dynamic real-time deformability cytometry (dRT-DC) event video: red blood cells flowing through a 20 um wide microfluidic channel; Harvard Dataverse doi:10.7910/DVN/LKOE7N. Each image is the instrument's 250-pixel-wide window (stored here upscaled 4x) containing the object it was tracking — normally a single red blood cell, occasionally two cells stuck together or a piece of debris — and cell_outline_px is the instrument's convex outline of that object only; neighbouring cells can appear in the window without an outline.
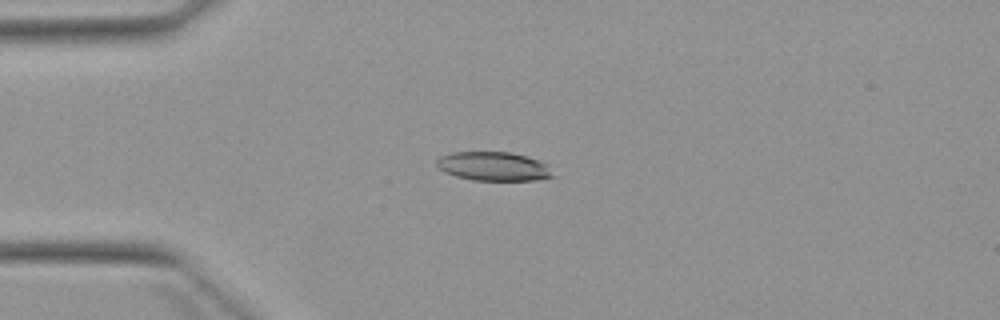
{"species": "Egyptian fruit bat (a non-hibernating species)", "species_latin": "Rousettus aegyptiacus", "temperature_condition": "warm", "stored_images_in_passage": 5, "camera_frame_rate_fps": 3000, "um_per_image_px": 0.085, "animal": {"sex": "female"}, "frame": {"image": 1, "passage_image": 3, "time_ms": 2.667, "image_size_px": [1000, 320], "cell_outline_px": [[552, 176], [536, 180], [472, 180], [456, 176], [444, 172], [436, 164], [436, 160], [440, 156], [452, 152], [512, 152], [540, 160], [548, 164]], "centroid_in_image_um": [41.93, 14.13], "position_along_channel_um": 43.1, "area_um2": 19.54}}
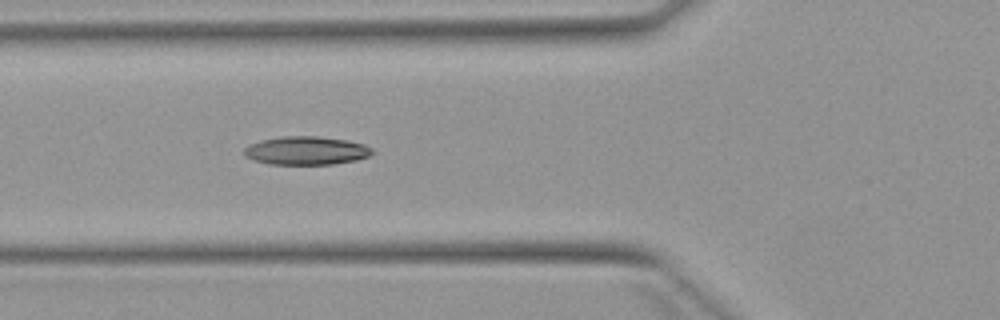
{"frame": {"image": 2, "passage_image": 5, "time_ms": 4.667, "image_size_px": [1000, 320], "cell_outline_px": [[376, 152], [368, 156], [356, 160], [332, 164], [268, 164], [244, 156], [244, 148], [248, 144], [260, 140], [280, 136], [320, 136], [348, 140], [364, 144], [372, 148]], "centroid_in_image_um": [26.03, 12.79], "position_along_channel_um": 99.8, "area_um2": 21.39}}